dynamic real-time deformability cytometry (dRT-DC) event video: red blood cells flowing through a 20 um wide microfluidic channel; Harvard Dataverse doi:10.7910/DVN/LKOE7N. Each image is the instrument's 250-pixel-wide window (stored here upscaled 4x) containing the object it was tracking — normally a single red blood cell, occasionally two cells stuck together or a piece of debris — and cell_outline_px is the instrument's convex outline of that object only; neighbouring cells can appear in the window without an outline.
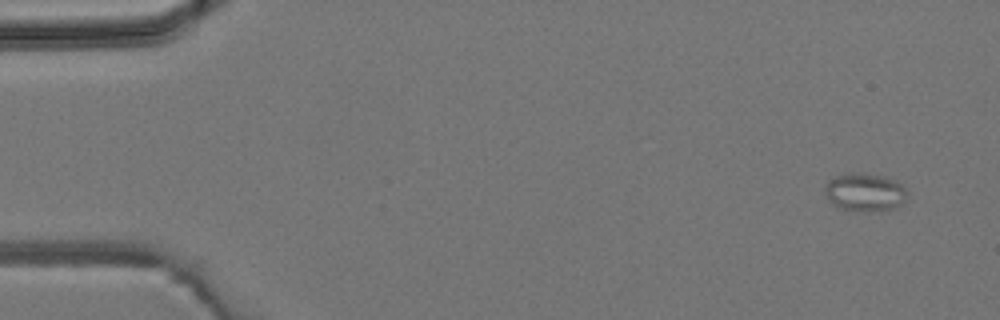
{"species": "common noctule bat (a hibernating species)", "species_latin": "Nyctalus noctula", "temperature_condition": "room temperature", "stored_images_in_passage": 5, "camera_frame_rate_fps": 3000, "um_per_image_px": 0.085, "animal": {"sex": "male", "body_mass_g": 19.2, "forearm_length_mm": 51.8}, "frame": {"image": 1, "passage_image": 1, "time_ms": 0.0, "image_size_px": [1000, 320], "cell_outline_px": [[908, 196], [896, 208], [864, 212], [840, 208], [832, 204], [828, 200], [824, 192], [824, 188], [828, 180], [836, 176], [852, 172], [864, 172], [880, 176], [892, 180], [900, 184], [908, 192]], "centroid_in_image_um": [73.47, 16.34], "position_along_channel_um": 11.5, "area_um2": 18.32}}